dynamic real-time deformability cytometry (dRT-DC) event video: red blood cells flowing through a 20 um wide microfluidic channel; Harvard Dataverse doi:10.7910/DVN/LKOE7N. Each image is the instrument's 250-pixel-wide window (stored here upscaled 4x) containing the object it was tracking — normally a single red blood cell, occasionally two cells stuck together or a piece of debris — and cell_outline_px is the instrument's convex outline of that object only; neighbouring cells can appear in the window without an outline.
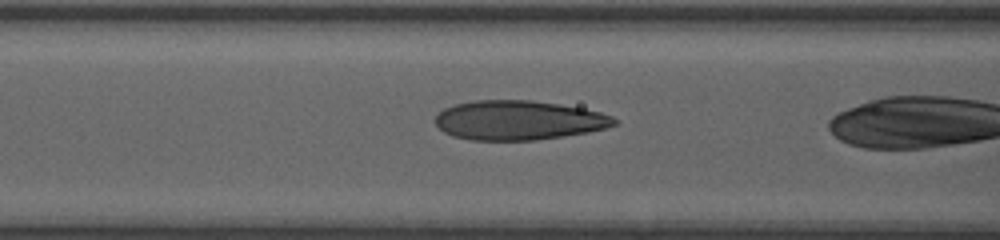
{"species": "human", "species_latin": "Homo sapiens", "temperature_condition": "room temperature", "stored_images_in_passage": 38, "camera_frame_rate_fps": 3000, "um_per_image_px": 0.085, "donor": {"sex": "female"}, "frame": {"image": 1, "passage_image": 19, "time_ms": 6.0, "image_size_px": [1000, 240], "cell_outline_px": [[616, 124], [604, 128], [588, 132], [536, 140], [472, 140], [452, 136], [444, 132], [436, 124], [436, 116], [444, 108], [456, 104], [472, 100], [532, 100], [560, 104], [584, 108], [600, 112], [612, 116], [616, 120]], "centroid_in_image_um": [44.07, 10.21], "position_along_channel_um": 122.5, "area_um2": 41.04}}
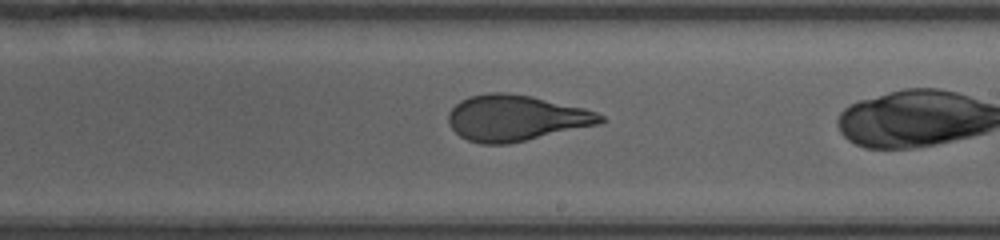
{"frame": {"image": 2, "passage_image": 28, "time_ms": 9.0, "image_size_px": [1000, 240], "cell_outline_px": [[604, 120], [600, 124], [508, 144], [480, 144], [468, 140], [460, 136], [448, 124], [448, 112], [460, 100], [472, 96], [488, 92], [504, 92], [532, 96], [584, 108], [596, 112], [604, 116]], "centroid_in_image_um": [43.83, 10.03], "position_along_channel_um": 245.2, "area_um2": 40.63}}
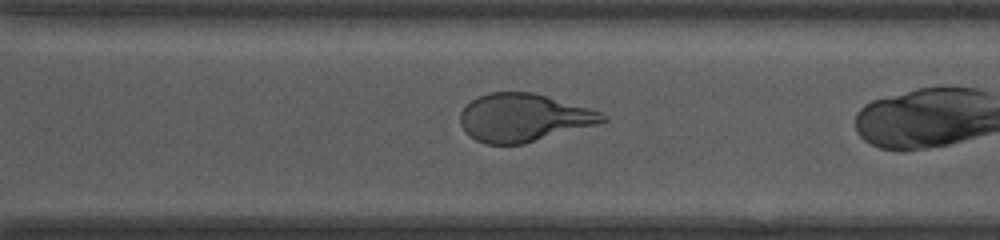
{"frame": {"image": 3, "passage_image": 34, "time_ms": 11.0, "image_size_px": [1000, 240], "cell_outline_px": [[608, 120], [600, 124], [524, 144], [484, 144], [468, 136], [464, 132], [460, 124], [460, 112], [472, 100], [488, 92], [532, 92], [588, 108], [600, 112], [608, 116]], "centroid_in_image_um": [44.5, 10.02], "position_along_channel_um": 326.1, "area_um2": 39.88}}